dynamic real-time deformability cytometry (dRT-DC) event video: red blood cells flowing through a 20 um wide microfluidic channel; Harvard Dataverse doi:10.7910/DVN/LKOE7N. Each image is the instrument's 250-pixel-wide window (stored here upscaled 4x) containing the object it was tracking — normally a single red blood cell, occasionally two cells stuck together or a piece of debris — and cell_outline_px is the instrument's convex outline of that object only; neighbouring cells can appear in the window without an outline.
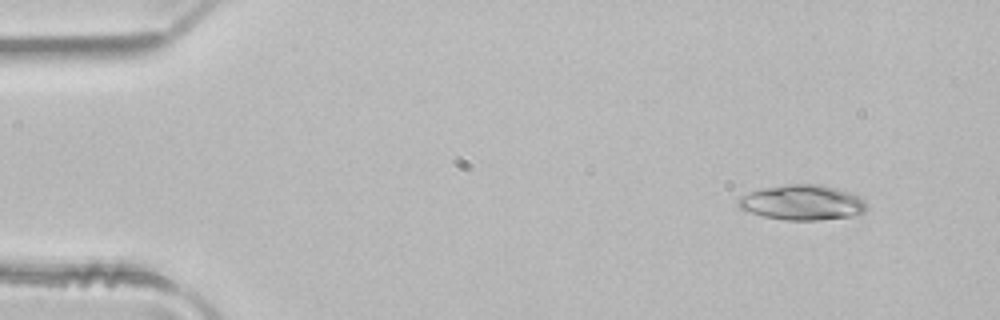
{"species": "common noctule bat (a hibernating species)", "species_latin": "Nyctalus noctula", "temperature_condition": "room temperature", "stored_images_in_passage": 4, "camera_frame_rate_fps": 3000, "um_per_image_px": 0.085, "animal": {"sex": "male", "body_mass_g": 21.5, "forearm_length_mm": 52.0}, "frame": {"image": 1, "passage_image": 1, "time_ms": 0.0, "image_size_px": [1000, 320], "cell_outline_px": [[868, 208], [864, 212], [848, 216], [820, 220], [784, 220], [764, 216], [740, 208], [736, 204], [740, 196], [748, 192], [760, 188], [788, 184], [820, 184], [836, 188], [848, 192], [864, 200]], "centroid_in_image_um": [68.16, 17.2], "position_along_channel_um": 16.8, "area_um2": 26.18}}
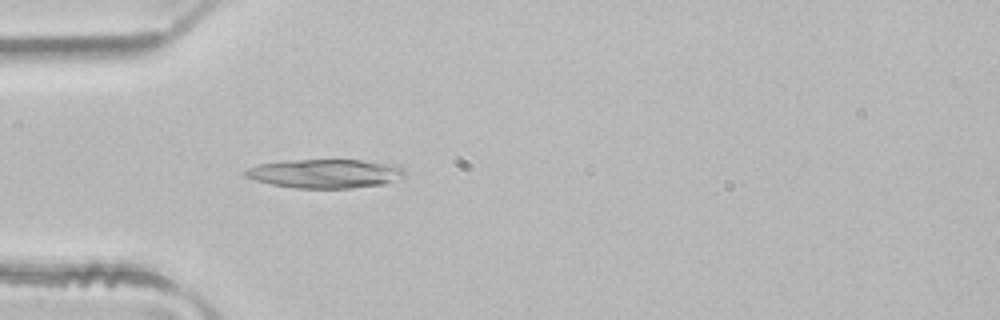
{"frame": {"image": 2, "passage_image": 4, "time_ms": 1.0, "image_size_px": [1000, 320], "cell_outline_px": [[408, 176], [384, 184], [352, 188], [292, 188], [272, 184], [256, 180], [244, 176], [244, 172], [248, 168], [260, 164], [288, 160], [360, 160], [392, 164], [404, 168]], "centroid_in_image_um": [27.69, 14.76], "position_along_channel_um": 57.3, "area_um2": 26.93}}